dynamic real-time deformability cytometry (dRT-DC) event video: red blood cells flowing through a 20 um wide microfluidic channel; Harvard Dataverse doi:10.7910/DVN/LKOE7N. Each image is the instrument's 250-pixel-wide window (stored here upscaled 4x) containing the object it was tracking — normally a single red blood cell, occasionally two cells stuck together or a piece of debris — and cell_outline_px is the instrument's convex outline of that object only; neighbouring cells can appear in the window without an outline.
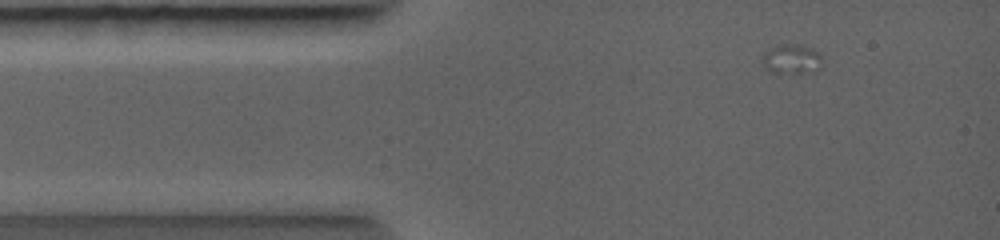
{"species": "common noctule bat (a hibernating species)", "species_latin": "Nyctalus noctula", "temperature_condition": "warm", "stored_images_in_passage": 5, "camera_frame_rate_fps": 5000, "um_per_image_px": 0.085, "animal": {"sex": "female", "body_mass_g": 19.0, "forearm_length_mm": 56.7}, "frame": {"image": 1, "passage_image": 2, "time_ms": 0.4, "image_size_px": [1000, 240], "cell_outline_px": [[820, 60], [816, 68], [804, 72], [772, 72], [764, 68], [760, 60], [760, 56], [764, 52], [776, 44], [800, 44], [812, 48], [820, 52]], "centroid_in_image_um": [67.17, 4.97], "position_along_channel_um": 17.8, "area_um2": 10.23}}